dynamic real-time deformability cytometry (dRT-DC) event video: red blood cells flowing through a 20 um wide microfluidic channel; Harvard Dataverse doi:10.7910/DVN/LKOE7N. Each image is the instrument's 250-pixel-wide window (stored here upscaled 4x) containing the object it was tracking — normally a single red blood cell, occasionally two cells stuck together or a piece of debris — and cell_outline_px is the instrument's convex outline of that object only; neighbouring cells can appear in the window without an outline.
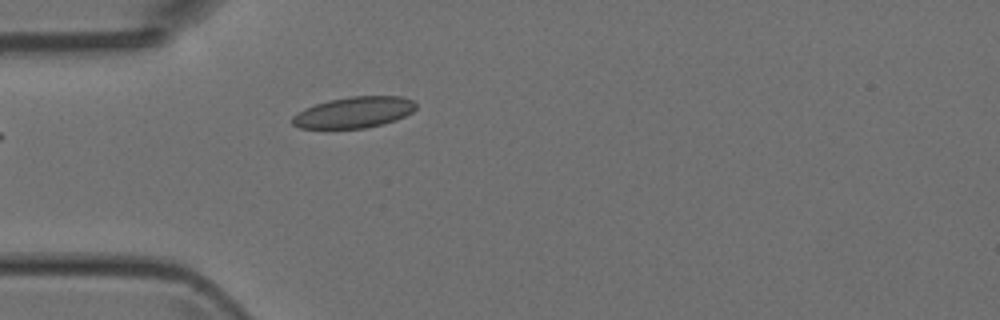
{"species": "Egyptian fruit bat (a non-hibernating species)", "species_latin": "Rousettus aegyptiacus", "temperature_condition": "room temperature", "stored_images_in_passage": 2, "camera_frame_rate_fps": 3000, "um_per_image_px": 0.085, "animal": {"sex": "female"}, "frame": {"image": 1, "passage_image": 2, "time_ms": 1.333, "image_size_px": [1000, 320], "cell_outline_px": [[416, 108], [412, 112], [396, 120], [384, 124], [364, 128], [300, 128], [292, 124], [292, 116], [304, 108], [328, 100], [348, 96], [400, 96], [412, 100], [416, 104]], "centroid_in_image_um": [30.09, 9.54], "position_along_channel_um": 54.9, "area_um2": 22.43}}